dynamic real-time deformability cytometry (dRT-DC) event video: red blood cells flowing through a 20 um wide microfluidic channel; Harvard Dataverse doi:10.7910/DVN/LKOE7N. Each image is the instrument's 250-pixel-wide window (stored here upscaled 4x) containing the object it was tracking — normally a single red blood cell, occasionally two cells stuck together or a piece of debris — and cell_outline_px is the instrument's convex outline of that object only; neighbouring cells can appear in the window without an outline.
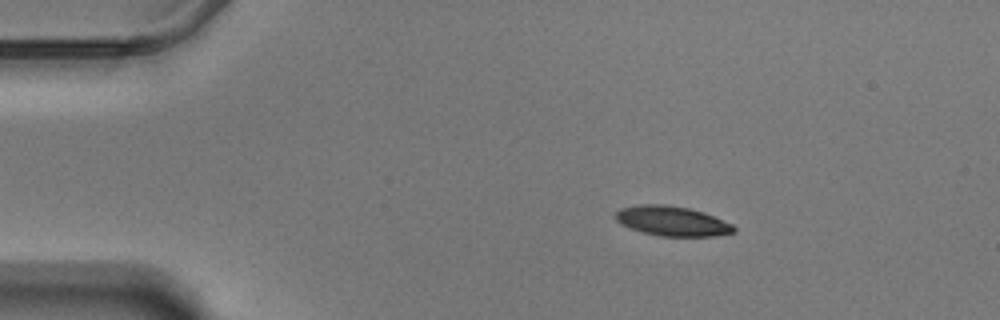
{"species": "Egyptian fruit bat (a non-hibernating species)", "species_latin": "Rousettus aegyptiacus", "temperature_condition": "warm", "stored_images_in_passage": 49, "camera_frame_rate_fps": 3000, "um_per_image_px": 0.085, "animal": {"sex": "male"}, "frame": {"image": 1, "passage_image": 1, "time_ms": 0.0, "image_size_px": [1000, 320], "cell_outline_px": [[736, 232], [716, 236], [660, 236], [644, 232], [620, 224], [616, 220], [616, 212], [620, 208], [640, 204], [664, 204], [688, 208], [704, 212], [732, 224], [736, 228]], "centroid_in_image_um": [57.15, 18.79], "position_along_channel_um": 27.9, "area_um2": 20.46}}
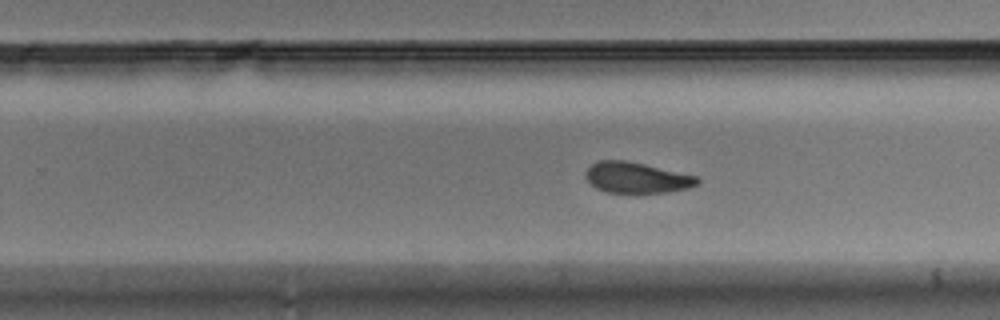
{"frame": {"image": 2, "passage_image": 28, "time_ms": 9.0, "image_size_px": [1000, 320], "cell_outline_px": [[700, 184], [688, 188], [668, 192], [640, 196], [604, 192], [596, 188], [584, 176], [584, 172], [592, 164], [600, 160], [624, 160], [644, 164], [696, 176], [700, 180]], "centroid_in_image_um": [54.11, 15.16], "position_along_channel_um": 275.7, "area_um2": 20.81}}
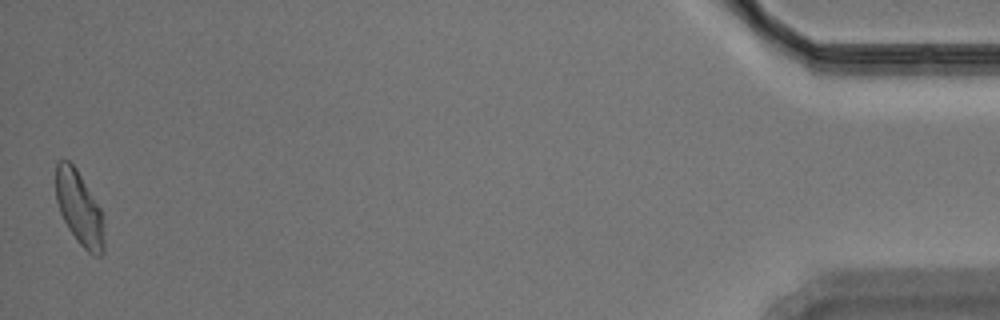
{"frame": {"image": 3, "passage_image": 49, "time_ms": 16.0, "image_size_px": [1000, 320], "cell_outline_px": [[104, 252], [100, 256], [96, 256], [88, 252], [76, 240], [68, 228], [60, 212], [56, 200], [56, 164], [60, 160], [68, 160], [76, 168], [100, 208], [104, 220]], "centroid_in_image_um": [6.75, 17.73], "position_along_channel_um": 428.4, "area_um2": 20.75}, "authors_computed_cell_mechanics": {"area_um2": 21.097, "velocity_mm_per_s": 3.4668, "shape_relaxation_time_tau1_ms": 9.4888, "shape_relaxation_time_tau2_ms": 3.5497, "deformation_change_tau1": 0.2042, "deformation_change_tau2": 0.0893}}